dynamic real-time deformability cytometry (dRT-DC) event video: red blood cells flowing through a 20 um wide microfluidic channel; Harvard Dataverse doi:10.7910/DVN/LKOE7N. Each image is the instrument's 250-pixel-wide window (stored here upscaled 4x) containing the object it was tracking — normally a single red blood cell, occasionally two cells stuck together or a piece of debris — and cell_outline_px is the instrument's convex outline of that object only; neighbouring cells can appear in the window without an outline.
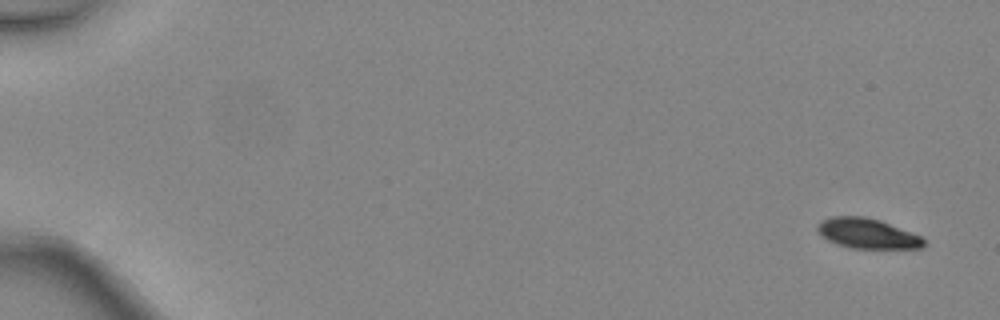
{"species": "common noctule bat (a hibernating species)", "species_latin": "Nyctalus noctula", "temperature_condition": "warm", "stored_images_in_passage": 5, "camera_frame_rate_fps": 3000, "um_per_image_px": 0.085, "animal": {"sex": "female", "body_mass_g": 24.6, "forearm_length_mm": 56.2}, "frame": {"image": 1, "passage_image": 1, "time_ms": 0.0, "image_size_px": [1000, 320], "cell_outline_px": [[924, 248], [848, 248], [836, 244], [820, 236], [816, 228], [820, 220], [832, 216], [864, 216], [880, 220], [920, 236], [924, 240]], "centroid_in_image_um": [73.66, 19.84], "position_along_channel_um": 11.3, "area_um2": 18.67}}
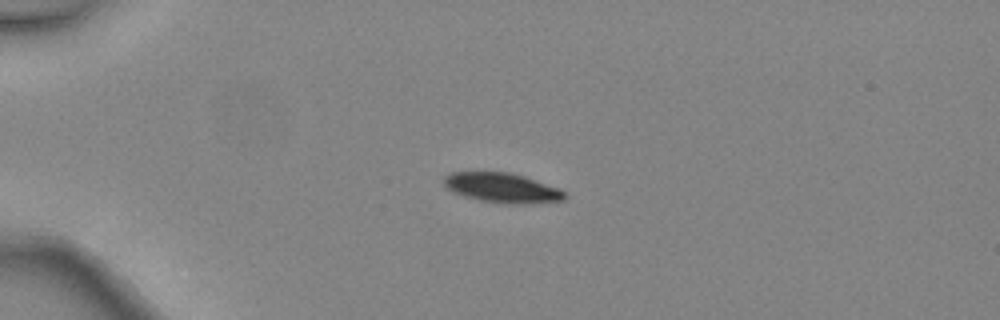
{"frame": {"image": 2, "passage_image": 4, "time_ms": 1.0, "image_size_px": [1000, 320], "cell_outline_px": [[568, 196], [564, 200], [516, 204], [508, 204], [480, 200], [464, 196], [452, 192], [444, 184], [444, 176], [448, 172], [508, 172], [524, 176], [560, 188]], "centroid_in_image_um": [42.67, 15.96], "position_along_channel_um": 42.3, "area_um2": 20.87}}